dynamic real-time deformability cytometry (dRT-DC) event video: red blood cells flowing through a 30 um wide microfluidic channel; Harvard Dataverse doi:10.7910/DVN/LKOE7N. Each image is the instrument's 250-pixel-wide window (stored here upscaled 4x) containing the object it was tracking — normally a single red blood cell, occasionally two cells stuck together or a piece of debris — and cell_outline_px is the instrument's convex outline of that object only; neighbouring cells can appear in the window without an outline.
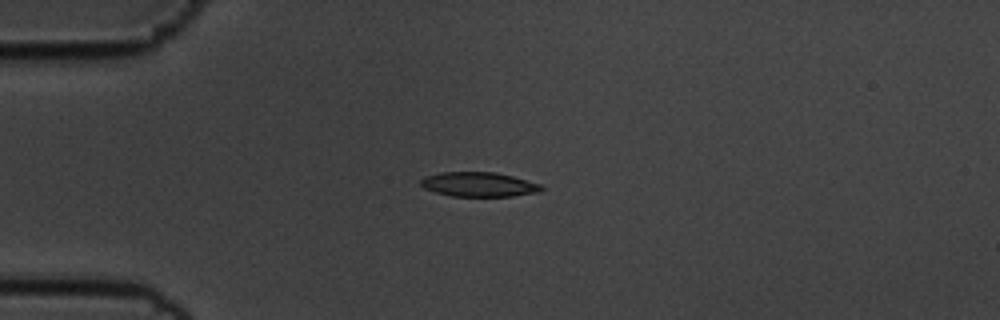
{"species": "common noctule bat (a hibernating species)", "species_latin": "Nyctalus noctula", "temperature_condition": "cold", "stored_images_in_passage": 43, "camera_frame_rate_fps": 3000, "um_per_image_px": 0.085, "animal": {"sex": "male", "body_mass_g": 19.5, "forearm_length_mm": 54.6}, "frame": {"image": 1, "passage_image": 1, "time_ms": 0.0, "image_size_px": [1000, 320], "cell_outline_px": [[544, 188], [540, 192], [512, 196], [452, 196], [436, 192], [424, 188], [420, 184], [420, 180], [424, 176], [440, 172], [496, 172], [512, 176], [540, 184]], "centroid_in_image_um": [40.68, 15.67], "position_along_channel_um": 44.3, "area_um2": 17.22}}
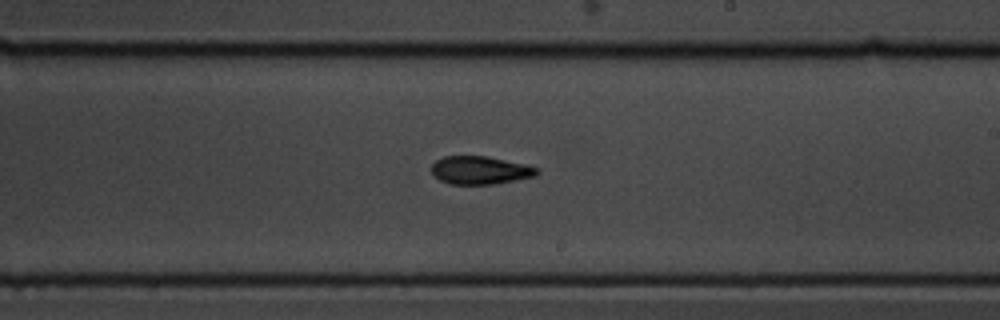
{"frame": {"image": 2, "passage_image": 20, "time_ms": 6.333, "image_size_px": [1000, 320], "cell_outline_px": [[540, 172], [536, 176], [496, 184], [448, 184], [440, 180], [432, 172], [432, 164], [436, 160], [444, 156], [484, 156], [524, 164], [540, 168]], "centroid_in_image_um": [40.83, 14.48], "position_along_channel_um": 248.2, "area_um2": 17.22}}
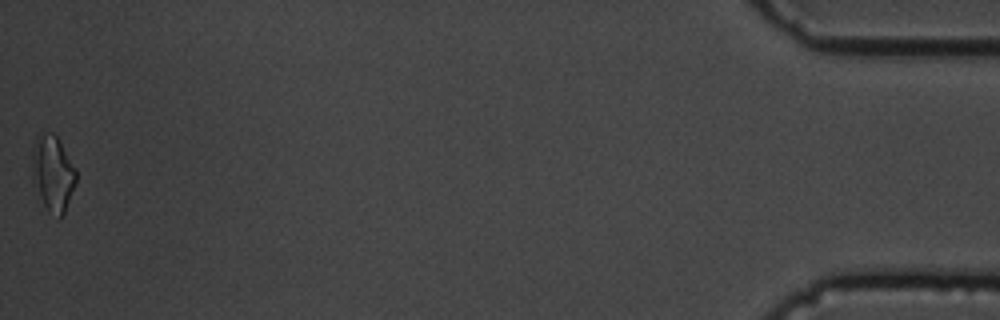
{"frame": {"image": 3, "passage_image": 43, "time_ms": 14.0, "image_size_px": [1000, 320], "cell_outline_px": [[76, 184], [64, 212], [60, 216], [48, 212], [32, 184], [32, 152], [36, 136], [44, 132], [52, 132], [56, 136], [76, 168]], "centroid_in_image_um": [4.47, 14.71], "position_along_channel_um": 430.7, "area_um2": 19.42}, "authors_computed_cell_mechanics": {"area_um2": 17.5134, "velocity_mm_per_s": 3.5699, "shape_relaxation_time_tau1_ms": 5.8894, "shape_relaxation_time_tau2_ms": 3.5933, "deformation_change_tau1": 0.1658, "deformation_change_tau2": 0.0936}}